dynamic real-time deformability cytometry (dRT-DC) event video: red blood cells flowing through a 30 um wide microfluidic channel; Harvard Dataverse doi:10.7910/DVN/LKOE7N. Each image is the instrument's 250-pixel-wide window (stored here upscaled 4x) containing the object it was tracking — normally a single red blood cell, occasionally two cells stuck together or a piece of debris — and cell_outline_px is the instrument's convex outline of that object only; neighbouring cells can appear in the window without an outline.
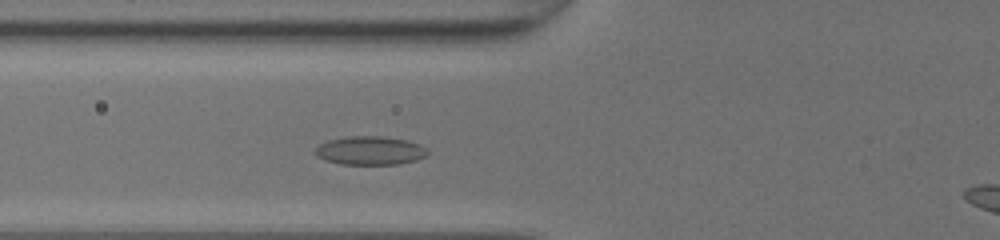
{"species": "common noctule bat (a hibernating species)", "species_latin": "Nyctalus noctula", "temperature_condition": "room temperature", "stored_images_in_passage": 38, "camera_frame_rate_fps": 3000, "um_per_image_px": 0.085, "animal": {"sex": "female", "body_mass_g": 20.0, "forearm_length_mm": 54.0}, "frame": {"image": 1, "passage_image": 8, "time_ms": 2.333, "image_size_px": [1000, 240], "cell_outline_px": [[428, 156], [416, 160], [396, 164], [340, 164], [324, 160], [316, 156], [312, 152], [320, 144], [328, 140], [348, 136], [380, 136], [408, 140], [420, 144], [428, 148]], "centroid_in_image_um": [31.46, 12.8], "position_along_channel_um": 94.3, "area_um2": 18.96}}
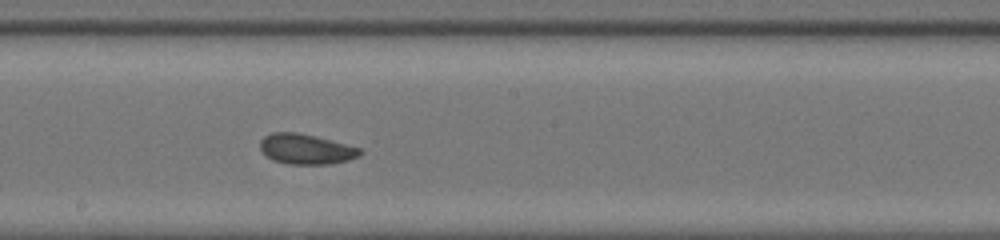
{"frame": {"image": 2, "passage_image": 17, "time_ms": 5.333, "image_size_px": [1000, 240], "cell_outline_px": [[364, 152], [360, 156], [348, 160], [328, 164], [288, 164], [272, 160], [260, 148], [260, 140], [264, 136], [272, 132], [296, 132], [316, 136], [360, 148]], "centroid_in_image_um": [26.02, 12.67], "position_along_channel_um": 222.2, "area_um2": 17.57}}
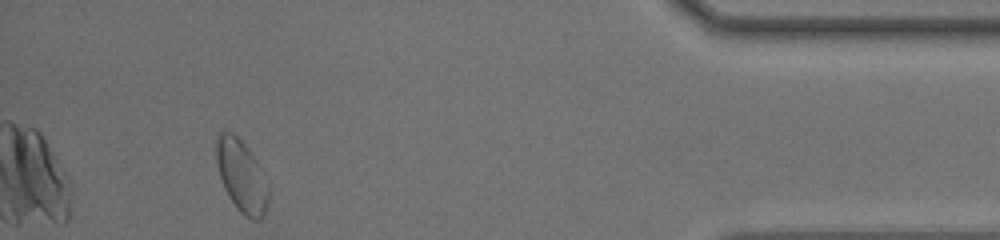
{"frame": {"image": 3, "passage_image": 34, "time_ms": 11.0, "image_size_px": [1000, 240], "cell_outline_px": [[268, 200], [264, 216], [260, 220], [252, 220], [244, 216], [236, 208], [228, 196], [224, 188], [220, 176], [216, 160], [216, 136], [220, 132], [232, 132], [248, 148], [264, 172], [268, 184]], "centroid_in_image_um": [20.54, 14.99], "position_along_channel_um": 414.7, "area_um2": 22.08}, "authors_computed_cell_mechanics": {"area_um2": 17.8891, "velocity_mm_per_s": 4.2553, "shape_relaxation_time_tau1_ms": 4.7269, "shape_relaxation_time_tau2_ms": 2.464, "deformation_change_tau1": 0.0932, "deformation_change_tau2": 0.0812}}